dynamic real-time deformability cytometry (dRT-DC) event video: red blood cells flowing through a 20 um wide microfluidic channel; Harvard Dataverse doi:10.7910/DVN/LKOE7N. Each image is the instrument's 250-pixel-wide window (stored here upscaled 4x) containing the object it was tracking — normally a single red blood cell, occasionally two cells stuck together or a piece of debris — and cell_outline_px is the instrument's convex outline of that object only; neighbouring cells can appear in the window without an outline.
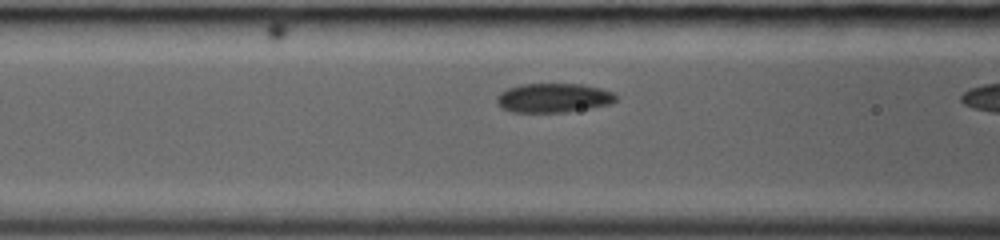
{"species": "common noctule bat (a hibernating species)", "species_latin": "Nyctalus noctula", "temperature_condition": "room temperature", "stored_images_in_passage": 8, "camera_frame_rate_fps": 3000, "um_per_image_px": 0.085, "animal": {"sex": "female", "body_mass_g": 19.0, "forearm_length_mm": 53.3}, "frame": {"image": 1, "passage_image": 7, "time_ms": 2.0, "image_size_px": [1000, 240], "cell_outline_px": [[616, 100], [612, 104], [564, 112], [512, 112], [500, 108], [496, 100], [496, 96], [500, 92], [508, 88], [520, 84], [580, 84], [600, 88], [612, 92], [616, 96]], "centroid_in_image_um": [47.0, 8.32], "position_along_channel_um": 119.6, "area_um2": 20.29}}